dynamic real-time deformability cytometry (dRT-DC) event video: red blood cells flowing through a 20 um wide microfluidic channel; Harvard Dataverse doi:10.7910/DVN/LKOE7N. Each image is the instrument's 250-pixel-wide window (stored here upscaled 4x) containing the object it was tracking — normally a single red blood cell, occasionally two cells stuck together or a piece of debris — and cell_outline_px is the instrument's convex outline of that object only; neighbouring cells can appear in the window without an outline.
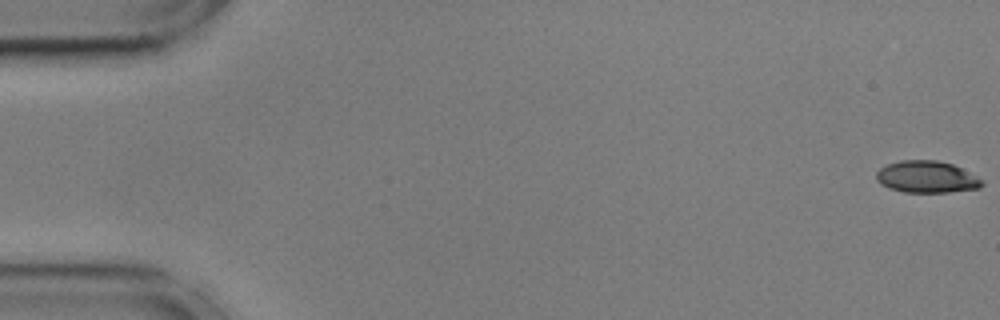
{"species": "common noctule bat (a hibernating species)", "species_latin": "Nyctalus noctula", "temperature_condition": "cold", "stored_images_in_passage": 56, "camera_frame_rate_fps": 3000, "um_per_image_px": 0.085, "animal": {"sex": "male", "body_mass_g": 17.9, "forearm_length_mm": 54.2}, "frame": {"image": 1, "passage_image": 1, "time_ms": 0.0, "image_size_px": [1000, 320], "cell_outline_px": [[984, 184], [980, 188], [948, 192], [904, 192], [888, 188], [880, 184], [876, 180], [876, 172], [880, 168], [888, 164], [900, 160], [936, 160], [952, 164], [984, 180]], "centroid_in_image_um": [78.75, 15.04], "position_along_channel_um": 6.2, "area_um2": 19.65}}
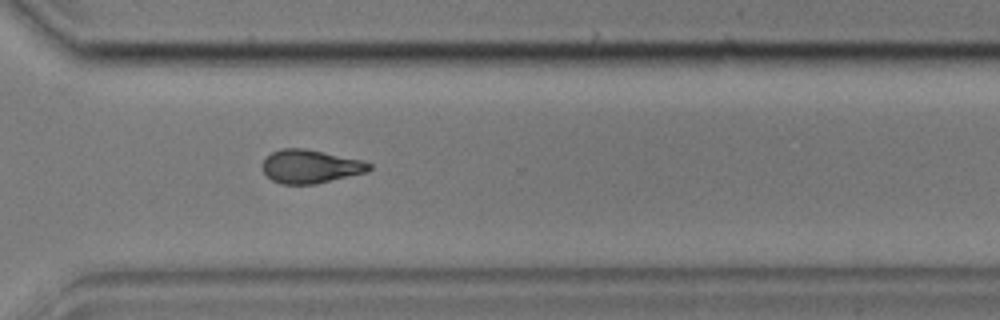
{"frame": {"image": 2, "passage_image": 41, "time_ms": 13.333, "image_size_px": [1000, 320], "cell_outline_px": [[372, 168], [368, 172], [316, 184], [280, 184], [272, 180], [260, 168], [260, 164], [272, 152], [280, 148], [304, 148], [364, 160], [372, 164]], "centroid_in_image_um": [26.39, 14.15], "position_along_channel_um": 344.2, "area_um2": 21.1}}
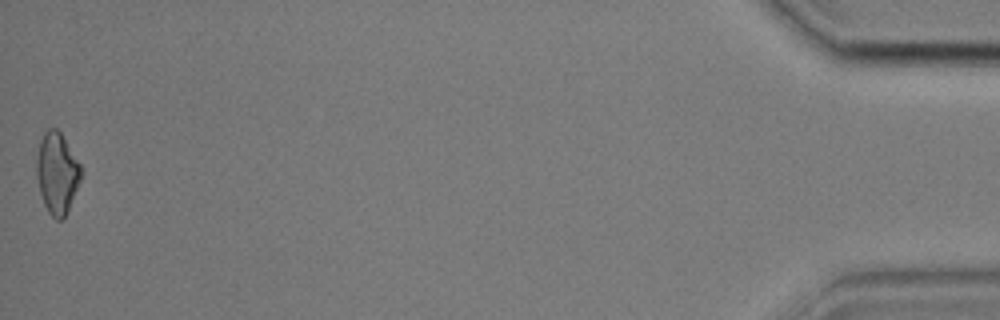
{"frame": {"image": 3, "passage_image": 56, "time_ms": 18.333, "image_size_px": [1000, 320], "cell_outline_px": [[84, 172], [68, 208], [64, 216], [60, 220], [56, 220], [48, 212], [44, 204], [40, 192], [36, 176], [36, 160], [40, 140], [44, 132], [48, 128], [56, 128], [60, 132], [80, 164]], "centroid_in_image_um": [4.84, 14.69], "position_along_channel_um": 430.4, "area_um2": 20.87}, "authors_computed_cell_mechanics": {"area_um2": 20.8658, "velocity_mm_per_s": 3.6042, "shape_relaxation_time_tau1_ms": 7.2193, "shape_relaxation_time_tau2_ms": 3.881, "deformation_change_tau1": 0.1795, "deformation_change_tau2": 0.1098}}